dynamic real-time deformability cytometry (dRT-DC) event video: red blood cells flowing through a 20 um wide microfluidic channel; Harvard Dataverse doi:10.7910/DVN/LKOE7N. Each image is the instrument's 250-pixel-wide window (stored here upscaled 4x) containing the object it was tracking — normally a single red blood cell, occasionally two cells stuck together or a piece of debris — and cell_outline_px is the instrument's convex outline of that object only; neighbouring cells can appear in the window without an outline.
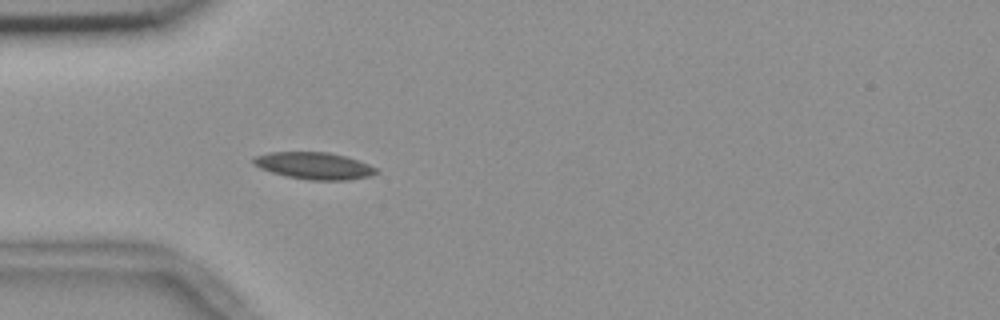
{"species": "common noctule bat (a hibernating species)", "species_latin": "Nyctalus noctula", "temperature_condition": "room temperature", "stored_images_in_passage": 55, "camera_frame_rate_fps": 3000, "um_per_image_px": 0.085, "animal": {"sex": "female", "body_mass_g": 18.4}, "frame": {"image": 1, "passage_image": 16, "time_ms": 5.0, "image_size_px": [1000, 320], "cell_outline_px": [[380, 172], [372, 176], [348, 180], [308, 180], [288, 176], [272, 172], [260, 168], [252, 164], [252, 160], [256, 156], [268, 152], [328, 152], [344, 156], [368, 164], [376, 168]], "centroid_in_image_um": [26.71, 14.09], "position_along_channel_um": 58.3, "area_um2": 19.25}}
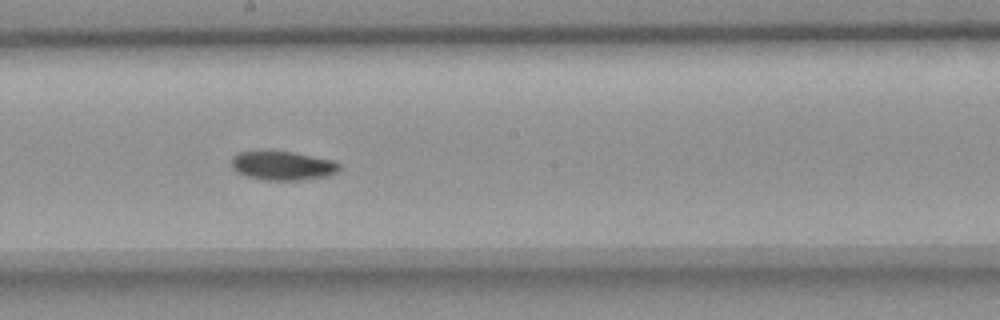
{"frame": {"image": 2, "passage_image": 30, "time_ms": 9.667, "image_size_px": [1000, 320], "cell_outline_px": [[340, 168], [336, 172], [328, 176], [300, 180], [264, 180], [248, 176], [236, 172], [232, 168], [232, 156], [236, 152], [292, 152], [332, 160], [340, 164]], "centroid_in_image_um": [24.02, 14.09], "position_along_channel_um": 224.2, "area_um2": 17.98}}
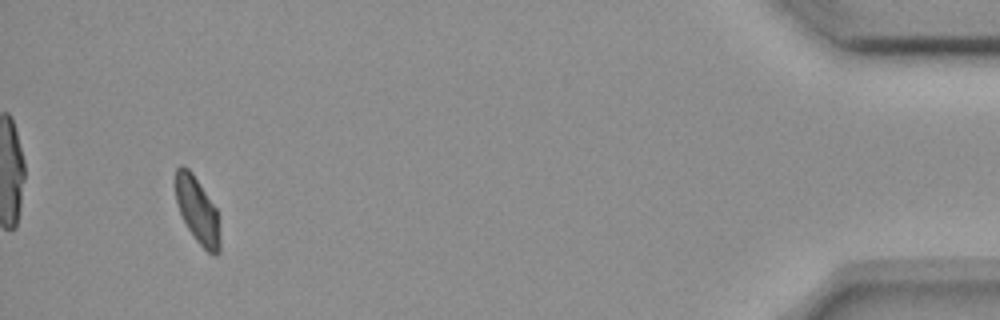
{"frame": {"image": 3, "passage_image": 52, "time_ms": 17.0, "image_size_px": [1000, 320], "cell_outline_px": [[220, 252], [216, 256], [212, 256], [196, 240], [188, 228], [176, 204], [176, 168], [180, 164], [184, 164], [192, 172], [216, 208], [220, 240]], "centroid_in_image_um": [16.78, 17.88], "position_along_channel_um": 418.4, "area_um2": 16.99}, "authors_computed_cell_mechanics": {"area_um2": 18.0914, "velocity_mm_per_s": 3.647, "shape_relaxation_time_tau1_ms": 5.188, "shape_relaxation_time_tau2_ms": 8.6267, "deformation_change_tau1": 0.1187, "deformation_change_tau2": 0.1095}}